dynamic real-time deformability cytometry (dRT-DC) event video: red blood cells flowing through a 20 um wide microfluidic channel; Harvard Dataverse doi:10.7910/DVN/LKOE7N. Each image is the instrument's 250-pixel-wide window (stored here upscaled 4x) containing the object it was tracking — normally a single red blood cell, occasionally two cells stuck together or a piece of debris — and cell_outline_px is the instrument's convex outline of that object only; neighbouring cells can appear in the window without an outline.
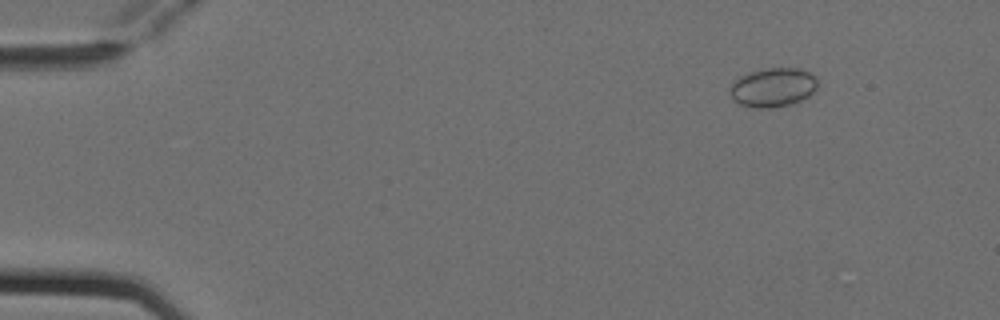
{"species": "Egyptian fruit bat (a non-hibernating species)", "species_latin": "Rousettus aegyptiacus", "temperature_condition": "cold", "stored_images_in_passage": 5, "camera_frame_rate_fps": 3000, "um_per_image_px": 0.085, "animal": {"sex": "female"}, "frame": {"image": 1, "passage_image": 2, "time_ms": 0.333, "image_size_px": [1000, 320], "cell_outline_px": [[816, 88], [808, 96], [792, 104], [772, 108], [756, 108], [740, 104], [732, 100], [728, 88], [736, 76], [748, 72], [768, 68], [796, 68], [808, 72], [816, 76]], "centroid_in_image_um": [65.63, 7.43], "position_along_channel_um": 19.4, "area_um2": 20.17}}